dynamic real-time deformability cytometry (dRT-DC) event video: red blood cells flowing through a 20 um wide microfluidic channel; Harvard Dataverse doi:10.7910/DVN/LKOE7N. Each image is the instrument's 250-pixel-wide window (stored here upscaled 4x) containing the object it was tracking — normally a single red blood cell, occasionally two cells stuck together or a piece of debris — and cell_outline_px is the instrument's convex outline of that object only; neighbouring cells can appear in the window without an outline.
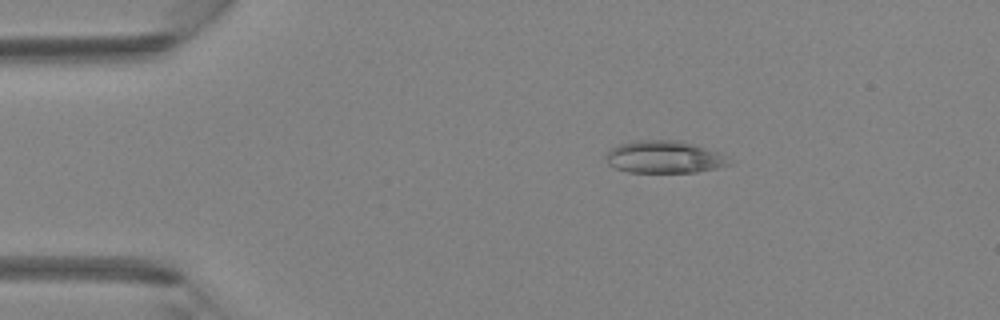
{"species": "Egyptian fruit bat (a non-hibernating species)", "species_latin": "Rousettus aegyptiacus", "temperature_condition": "room temperature", "stored_images_in_passage": 4, "camera_frame_rate_fps": 3000, "um_per_image_px": 0.085, "animal": {"sex": "female"}, "frame": {"image": 1, "passage_image": 2, "time_ms": 0.333, "image_size_px": [1000, 320], "cell_outline_px": [[736, 160], [732, 164], [716, 168], [696, 172], [628, 172], [616, 168], [608, 164], [608, 152], [612, 148], [620, 144], [636, 140], [680, 140], [720, 152]], "centroid_in_image_um": [56.57, 13.34], "position_along_channel_um": 28.4, "area_um2": 23.35}}
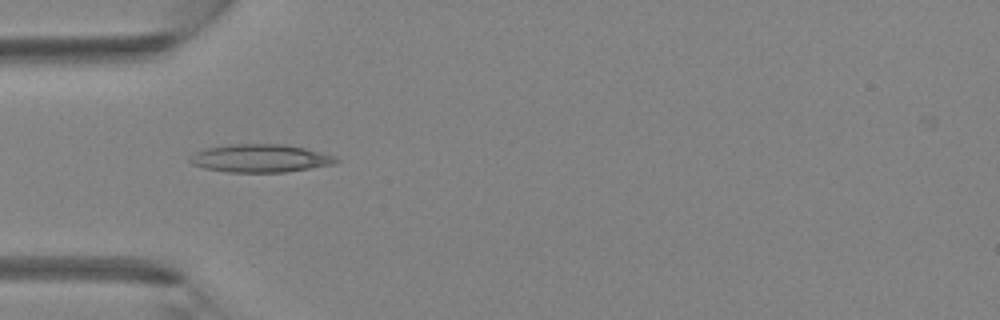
{"frame": {"image": 2, "passage_image": 4, "time_ms": 1.0, "image_size_px": [1000, 320], "cell_outline_px": [[340, 160], [336, 164], [284, 172], [228, 172], [204, 168], [192, 164], [188, 160], [188, 156], [196, 152], [208, 148], [228, 144], [284, 144], [304, 148], [336, 156]], "centroid_in_image_um": [22.12, 13.45], "position_along_channel_um": 62.9, "area_um2": 23.87}}